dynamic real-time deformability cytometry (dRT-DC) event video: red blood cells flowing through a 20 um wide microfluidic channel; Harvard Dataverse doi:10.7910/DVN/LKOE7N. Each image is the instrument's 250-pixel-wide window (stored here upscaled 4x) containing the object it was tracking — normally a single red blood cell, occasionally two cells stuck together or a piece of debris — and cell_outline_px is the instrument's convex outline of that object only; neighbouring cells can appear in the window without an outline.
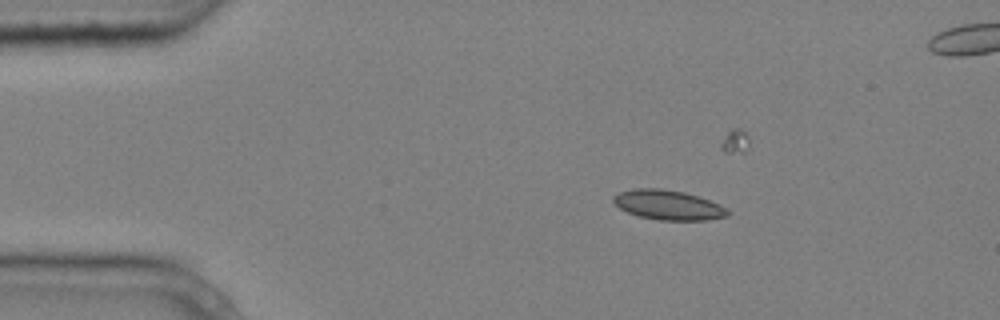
{"species": "common noctule bat (a hibernating species)", "species_latin": "Nyctalus noctula", "temperature_condition": "cold", "stored_images_in_passage": 9, "camera_frame_rate_fps": 3000, "um_per_image_px": 0.085, "animal": {"sex": "male", "body_mass_g": 20.4}, "frame": {"image": 1, "passage_image": 1, "time_ms": 0.0, "image_size_px": [1000, 320], "cell_outline_px": [[732, 212], [728, 216], [708, 220], [660, 220], [640, 216], [628, 212], [620, 208], [612, 200], [612, 196], [620, 192], [632, 188], [660, 188], [684, 192], [720, 204]], "centroid_in_image_um": [56.81, 17.42], "position_along_channel_um": 28.2, "area_um2": 19.77}}